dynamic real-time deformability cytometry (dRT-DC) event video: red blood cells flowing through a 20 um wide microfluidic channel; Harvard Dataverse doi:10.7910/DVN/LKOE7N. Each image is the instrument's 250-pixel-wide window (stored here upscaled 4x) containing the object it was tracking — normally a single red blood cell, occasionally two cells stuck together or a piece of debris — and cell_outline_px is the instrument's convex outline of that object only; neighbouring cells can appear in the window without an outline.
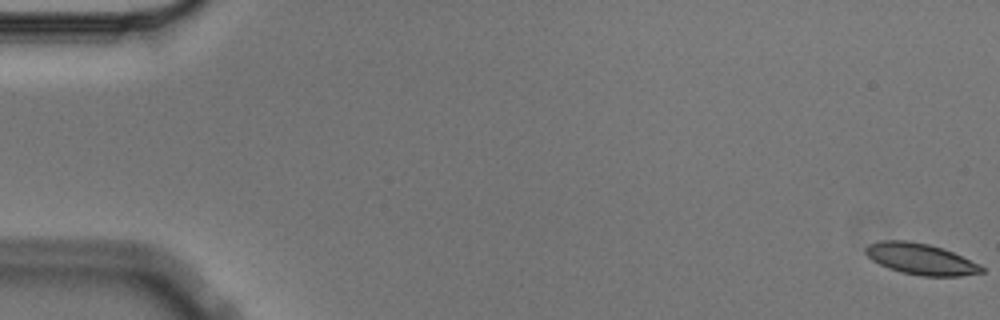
{"species": "Egyptian fruit bat (a non-hibernating species)", "species_latin": "Rousettus aegyptiacus", "temperature_condition": "cold", "stored_images_in_passage": 14, "camera_frame_rate_fps": 3000, "um_per_image_px": 0.085, "animal": {"sex": "male"}, "frame": {"image": 1, "passage_image": 1, "time_ms": 0.0, "image_size_px": [1000, 320], "cell_outline_px": [[984, 272], [960, 276], [920, 276], [900, 272], [888, 268], [872, 260], [864, 252], [864, 248], [868, 244], [880, 240], [908, 240], [928, 244], [944, 248], [980, 264], [984, 268]], "centroid_in_image_um": [78.25, 22.01], "position_along_channel_um": 6.8, "area_um2": 21.27}}
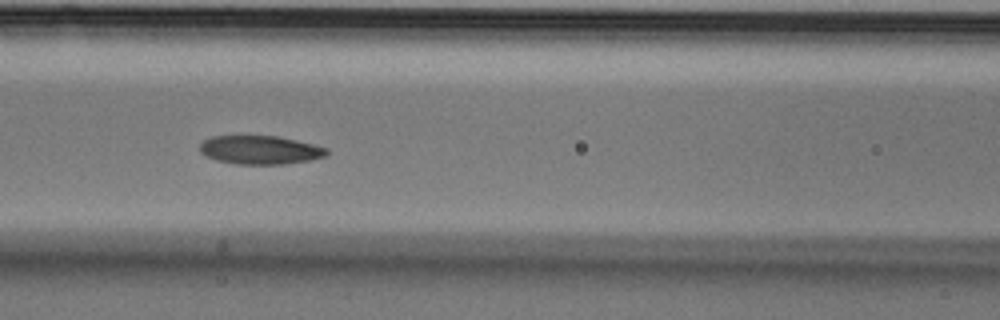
{"frame": {"image": 2, "passage_image": 7, "time_ms": 2.0, "image_size_px": [1000, 320], "cell_outline_px": [[328, 152], [324, 156], [312, 160], [284, 164], [236, 164], [216, 160], [204, 156], [200, 152], [200, 144], [204, 140], [212, 136], [276, 136], [296, 140], [328, 148]], "centroid_in_image_um": [22.09, 12.75], "position_along_channel_um": 144.5, "area_um2": 21.15}}
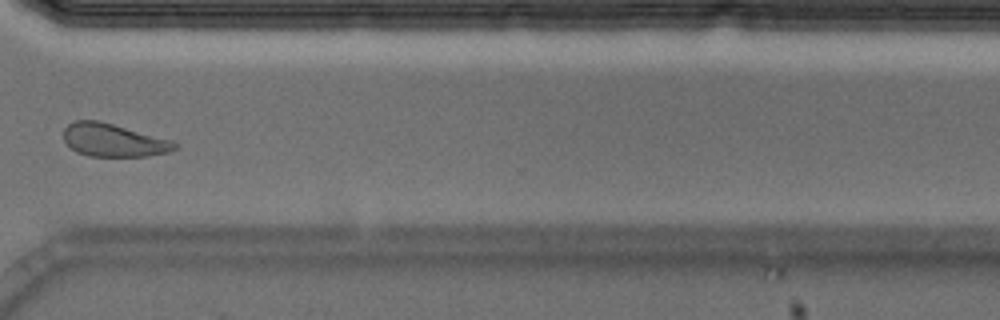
{"frame": {"image": 3, "passage_image": 12, "time_ms": 3.667, "image_size_px": [1000, 320], "cell_outline_px": [[180, 148], [168, 152], [148, 156], [88, 156], [76, 152], [64, 140], [64, 128], [68, 124], [76, 120], [100, 120], [172, 140], [180, 144]], "centroid_in_image_um": [9.68, 11.91], "position_along_channel_um": 360.9, "area_um2": 21.56}}